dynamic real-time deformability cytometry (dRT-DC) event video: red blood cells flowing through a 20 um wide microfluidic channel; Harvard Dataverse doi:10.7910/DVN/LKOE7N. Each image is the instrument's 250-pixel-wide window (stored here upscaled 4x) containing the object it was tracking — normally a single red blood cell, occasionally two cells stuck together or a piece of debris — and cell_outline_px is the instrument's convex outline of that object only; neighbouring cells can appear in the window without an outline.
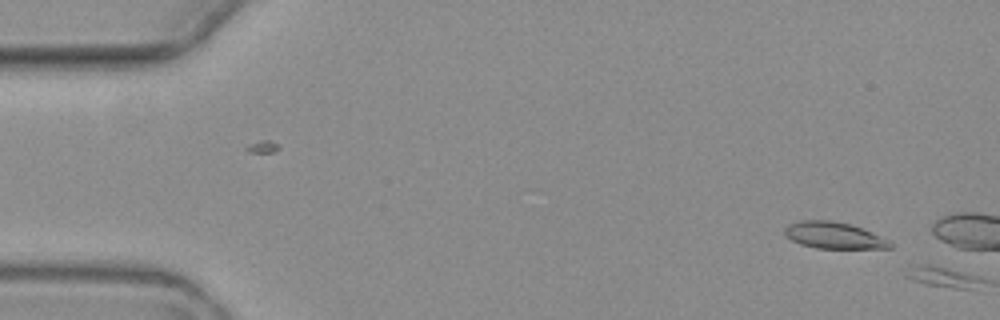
{"species": "common noctule bat (a hibernating species)", "species_latin": "Nyctalus noctula", "temperature_condition": "warm", "stored_images_in_passage": 2, "camera_frame_rate_fps": 3000, "um_per_image_px": 0.085, "animal": {"sex": "female", "body_mass_g": 19.3, "forearm_length_mm": 54.1}, "frame": {"image": 1, "passage_image": 1, "time_ms": 0.0, "image_size_px": [1000, 320], "cell_outline_px": [[892, 248], [816, 248], [800, 244], [792, 240], [784, 232], [784, 228], [788, 224], [800, 220], [828, 220], [852, 224], [888, 240], [892, 244]], "centroid_in_image_um": [70.84, 20.0], "position_along_channel_um": 14.2, "area_um2": 16.13}}